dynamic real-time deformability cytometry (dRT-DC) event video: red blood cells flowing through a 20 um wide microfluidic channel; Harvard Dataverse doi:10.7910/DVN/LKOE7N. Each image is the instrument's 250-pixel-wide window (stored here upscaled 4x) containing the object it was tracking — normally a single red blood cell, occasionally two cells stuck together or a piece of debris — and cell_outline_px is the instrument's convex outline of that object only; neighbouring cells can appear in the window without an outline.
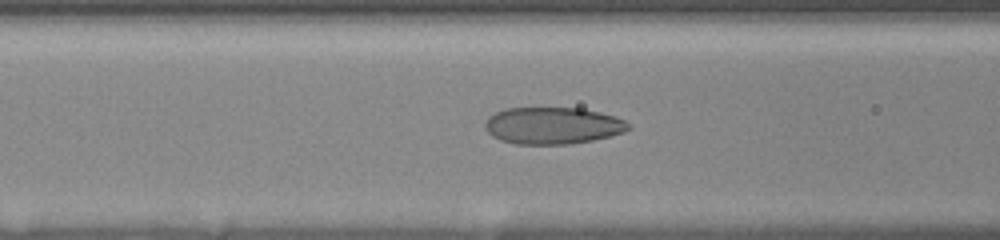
{"species": "human", "species_latin": "Homo sapiens", "temperature_condition": "room temperature", "stored_images_in_passage": 40, "camera_frame_rate_fps": 3000, "um_per_image_px": 0.085, "donor": {"sex": "female"}, "frame": {"image": 1, "passage_image": 9, "time_ms": 1.333, "image_size_px": [1000, 240], "cell_outline_px": [[632, 128], [624, 132], [612, 136], [592, 140], [568, 144], [516, 144], [500, 140], [492, 136], [484, 128], [484, 120], [488, 116], [504, 108], [580, 108], [600, 112], [616, 116], [624, 120]], "centroid_in_image_um": [46.96, 10.67], "position_along_channel_um": 119.6, "area_um2": 31.1}}
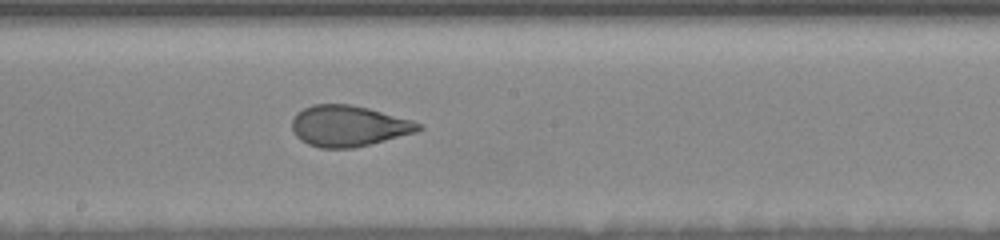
{"frame": {"image": 2, "passage_image": 22, "time_ms": 4.0, "image_size_px": [1000, 240], "cell_outline_px": [[424, 128], [416, 132], [352, 148], [320, 148], [308, 144], [300, 140], [296, 136], [292, 128], [292, 120], [296, 112], [312, 104], [348, 104], [368, 108], [412, 120], [420, 124]], "centroid_in_image_um": [29.59, 10.7], "position_along_channel_um": 218.6, "area_um2": 30.0}}
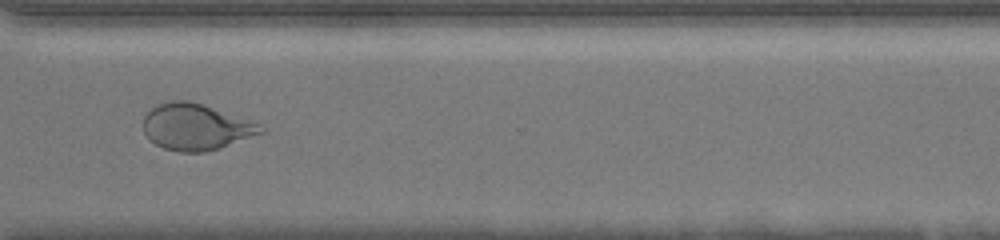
{"frame": {"image": 3, "passage_image": 39, "time_ms": 7.667, "image_size_px": [1000, 240], "cell_outline_px": [[264, 132], [204, 152], [180, 152], [164, 148], [156, 144], [144, 132], [144, 116], [152, 108], [160, 104], [172, 100], [188, 100], [260, 124], [264, 128]], "centroid_in_image_um": [16.61, 10.79], "position_along_channel_um": 354.0, "area_um2": 30.75}}